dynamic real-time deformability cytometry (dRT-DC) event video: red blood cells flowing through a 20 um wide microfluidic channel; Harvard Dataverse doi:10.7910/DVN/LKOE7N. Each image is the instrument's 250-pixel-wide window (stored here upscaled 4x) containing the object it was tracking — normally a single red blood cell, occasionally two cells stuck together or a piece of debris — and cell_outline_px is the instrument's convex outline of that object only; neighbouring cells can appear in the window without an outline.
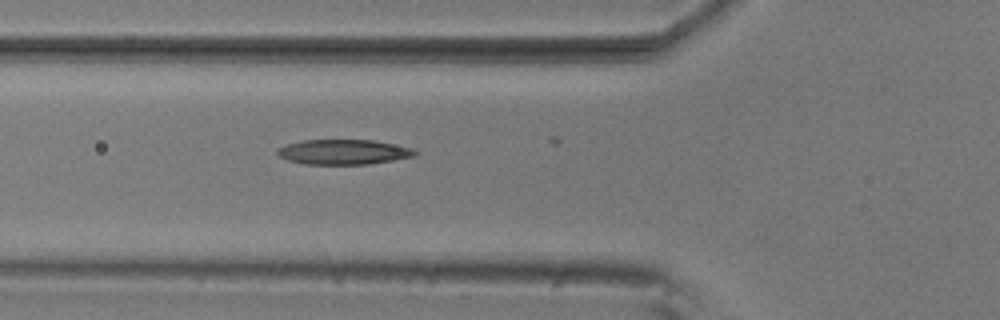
{"species": "common noctule bat (a hibernating species)", "species_latin": "Nyctalus noctula", "temperature_condition": "room temperature", "stored_images_in_passage": 7, "camera_frame_rate_fps": 3000, "um_per_image_px": 0.085, "animal": {"sex": "male", "body_mass_g": 20.5, "forearm_length_mm": 52.5}, "frame": {"image": 1, "passage_image": 7, "time_ms": 2.0, "image_size_px": [1000, 320], "cell_outline_px": [[416, 156], [368, 164], [304, 164], [288, 160], [280, 156], [276, 152], [276, 148], [288, 144], [304, 140], [372, 140], [412, 148], [416, 152]], "centroid_in_image_um": [29.17, 12.92], "position_along_channel_um": 96.6, "area_um2": 19.83}}